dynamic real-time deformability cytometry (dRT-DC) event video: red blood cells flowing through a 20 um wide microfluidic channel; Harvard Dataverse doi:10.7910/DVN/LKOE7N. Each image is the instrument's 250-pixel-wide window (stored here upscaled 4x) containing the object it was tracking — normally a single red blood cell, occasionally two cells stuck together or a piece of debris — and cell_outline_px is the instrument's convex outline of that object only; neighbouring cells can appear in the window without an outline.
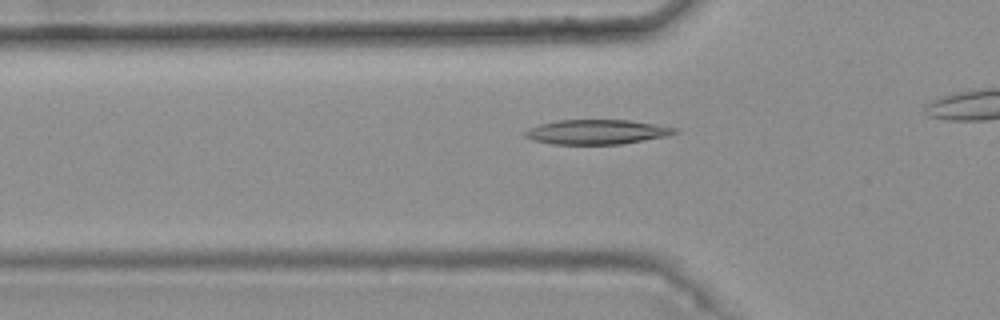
{"species": "common noctule bat (a hibernating species)", "species_latin": "Nyctalus noctula", "temperature_condition": "warm", "stored_images_in_passage": 6, "segment_of_instrument_passage": [2, 2], "camera_frame_rate_fps": 3000, "um_per_image_px": 0.085, "animal": {"sex": "female", "body_mass_g": 25.1}, "frame": {"image": 1, "passage_image": 6, "time_ms": 1.667, "image_size_px": [1000, 320], "cell_outline_px": [[680, 132], [668, 136], [620, 144], [552, 144], [532, 140], [524, 136], [524, 132], [528, 128], [540, 124], [556, 120], [628, 120], [656, 124], [676, 128]], "centroid_in_image_um": [50.72, 11.21], "position_along_channel_um": 75.1, "area_um2": 21.56}}